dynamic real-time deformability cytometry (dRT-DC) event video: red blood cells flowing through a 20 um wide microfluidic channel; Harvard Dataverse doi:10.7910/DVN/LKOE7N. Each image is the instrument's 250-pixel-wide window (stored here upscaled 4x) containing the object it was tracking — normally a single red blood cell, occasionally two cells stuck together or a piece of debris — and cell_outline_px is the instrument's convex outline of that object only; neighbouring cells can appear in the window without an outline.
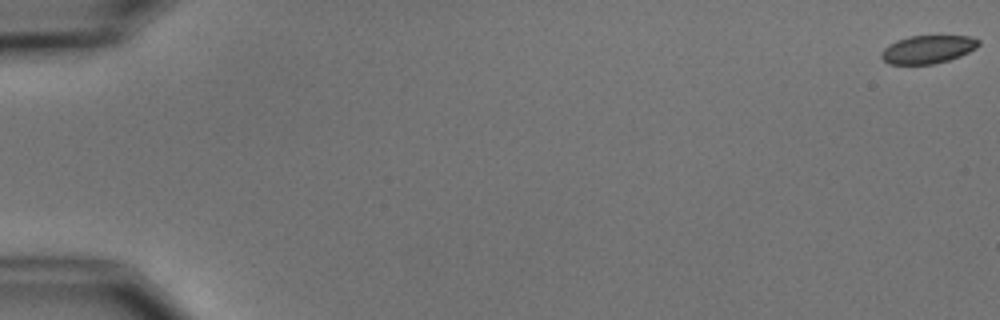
{"species": "common noctule bat (a hibernating species)", "species_latin": "Nyctalus noctula", "temperature_condition": "cold", "stored_images_in_passage": 7, "camera_frame_rate_fps": 3000, "um_per_image_px": 0.085, "animal": {"sex": "male", "body_mass_g": 15.6}, "frame": {"image": 1, "passage_image": 1, "time_ms": 0.0, "image_size_px": [1000, 320], "cell_outline_px": [[980, 44], [976, 48], [960, 56], [948, 60], [932, 64], [888, 64], [880, 56], [880, 52], [888, 44], [896, 40], [908, 36], [972, 36], [980, 40]], "centroid_in_image_um": [78.85, 4.19], "position_along_channel_um": 6.2, "area_um2": 16.01}}
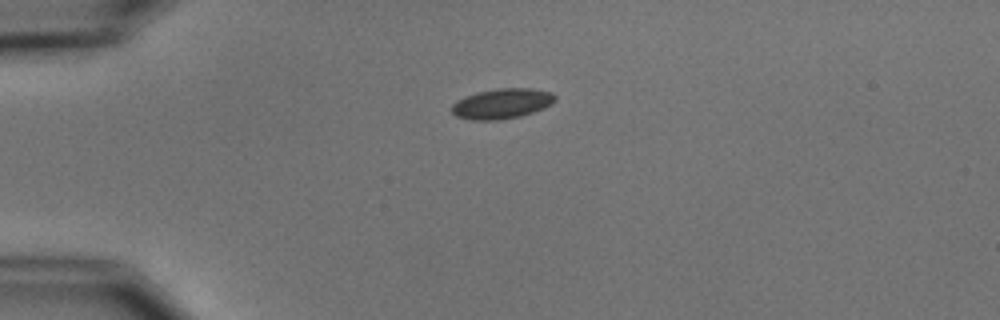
{"frame": {"image": 2, "passage_image": 5, "time_ms": 4.667, "image_size_px": [1000, 320], "cell_outline_px": [[556, 100], [552, 104], [544, 108], [520, 116], [500, 120], [472, 120], [456, 116], [452, 112], [452, 104], [456, 100], [464, 96], [476, 92], [500, 88], [532, 88], [552, 92], [556, 96]], "centroid_in_image_um": [42.67, 8.8], "position_along_channel_um": 42.3, "area_um2": 18.32}}